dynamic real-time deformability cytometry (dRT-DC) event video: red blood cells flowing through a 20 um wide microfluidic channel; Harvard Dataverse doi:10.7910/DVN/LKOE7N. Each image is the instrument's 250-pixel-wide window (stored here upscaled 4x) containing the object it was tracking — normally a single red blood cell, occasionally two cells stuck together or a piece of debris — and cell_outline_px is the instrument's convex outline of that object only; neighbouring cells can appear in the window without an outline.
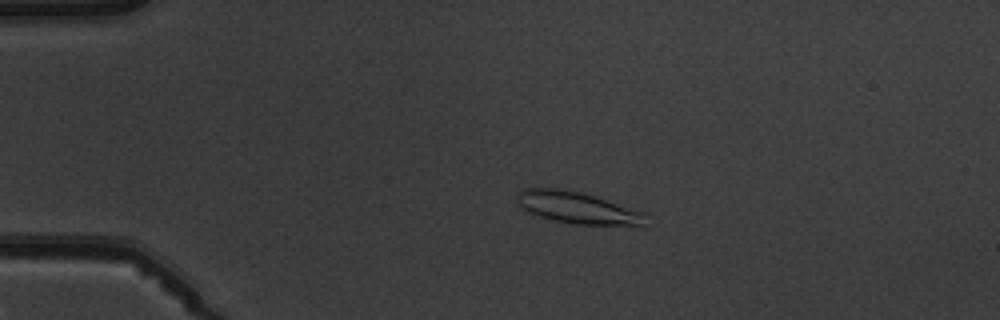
{"species": "common noctule bat (a hibernating species)", "species_latin": "Nyctalus noctula", "temperature_condition": "warm", "stored_images_in_passage": 5, "camera_frame_rate_fps": 3000, "um_per_image_px": 0.085, "animal": {"sex": "male", "body_mass_g": 19.5, "forearm_length_mm": 54.6}, "frame": {"image": 1, "passage_image": 4, "time_ms": 3.667, "image_size_px": [1000, 320], "cell_outline_px": [[648, 228], [644, 228], [576, 224], [556, 220], [540, 216], [528, 212], [520, 208], [516, 204], [516, 196], [524, 188], [564, 188], [596, 196], [648, 212]], "centroid_in_image_um": [49.28, 17.7], "position_along_channel_um": 35.7, "area_um2": 25.09}}